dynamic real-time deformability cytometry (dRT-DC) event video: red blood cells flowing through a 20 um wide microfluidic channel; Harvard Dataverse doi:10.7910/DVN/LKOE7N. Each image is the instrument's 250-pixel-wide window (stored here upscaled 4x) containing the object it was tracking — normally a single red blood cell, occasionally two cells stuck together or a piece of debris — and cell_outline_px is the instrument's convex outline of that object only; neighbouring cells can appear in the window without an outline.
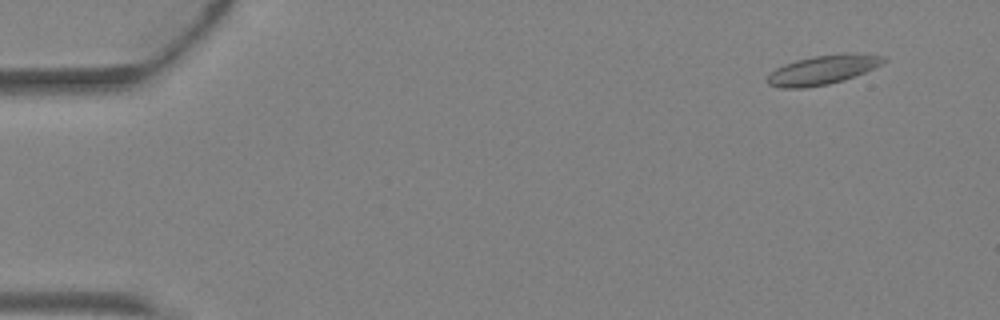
{"species": "Egyptian fruit bat (a non-hibernating species)", "species_latin": "Rousettus aegyptiacus", "temperature_condition": "warm", "stored_images_in_passage": 4, "camera_frame_rate_fps": 3000, "um_per_image_px": 0.085, "animal": {"sex": "female"}, "frame": {"image": 1, "passage_image": 1, "time_ms": 0.0, "image_size_px": [1000, 320], "cell_outline_px": [[888, 60], [864, 72], [844, 80], [828, 84], [804, 88], [780, 88], [768, 84], [764, 80], [776, 68], [784, 64], [796, 60], [816, 56], [844, 52], [852, 52], [888, 56]], "centroid_in_image_um": [69.95, 5.92], "position_along_channel_um": 15.1, "area_um2": 19.94}}